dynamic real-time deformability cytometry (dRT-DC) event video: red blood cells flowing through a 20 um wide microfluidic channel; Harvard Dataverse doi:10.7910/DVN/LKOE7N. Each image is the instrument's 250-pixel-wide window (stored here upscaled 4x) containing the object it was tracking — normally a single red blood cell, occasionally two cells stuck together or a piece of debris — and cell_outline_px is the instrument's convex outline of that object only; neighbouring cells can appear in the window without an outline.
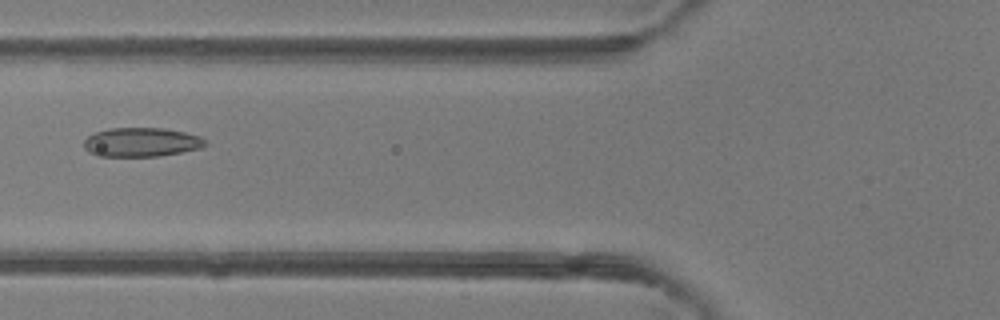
{"species": "common noctule bat (a hibernating species)", "species_latin": "Nyctalus noctula", "temperature_condition": "room temperature", "stored_images_in_passage": 14, "camera_frame_rate_fps": 3000, "um_per_image_px": 0.085, "animal": {"sex": "female"}, "frame": {"image": 1, "passage_image": 9, "time_ms": 2.667, "image_size_px": [1000, 320], "cell_outline_px": [[208, 144], [200, 148], [160, 156], [96, 156], [88, 152], [84, 148], [84, 140], [88, 136], [96, 132], [112, 128], [164, 128], [184, 132], [200, 136]], "centroid_in_image_um": [12.0, 12.09], "position_along_channel_um": 113.8, "area_um2": 20.52}}
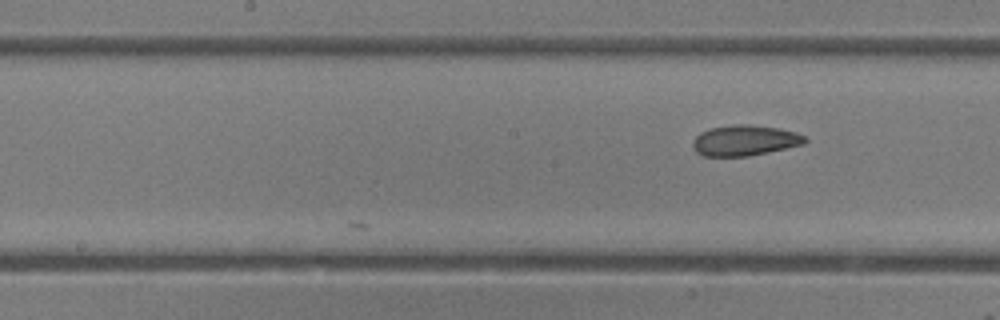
{"frame": {"image": 2, "passage_image": 14, "time_ms": 4.333, "image_size_px": [1000, 320], "cell_outline_px": [[808, 140], [804, 144], [768, 152], [748, 156], [704, 156], [696, 152], [692, 148], [692, 140], [700, 132], [712, 128], [736, 124], [748, 124], [780, 128], [796, 132], [804, 136]], "centroid_in_image_um": [63.29, 11.93], "position_along_channel_um": 184.9, "area_um2": 20.06}}